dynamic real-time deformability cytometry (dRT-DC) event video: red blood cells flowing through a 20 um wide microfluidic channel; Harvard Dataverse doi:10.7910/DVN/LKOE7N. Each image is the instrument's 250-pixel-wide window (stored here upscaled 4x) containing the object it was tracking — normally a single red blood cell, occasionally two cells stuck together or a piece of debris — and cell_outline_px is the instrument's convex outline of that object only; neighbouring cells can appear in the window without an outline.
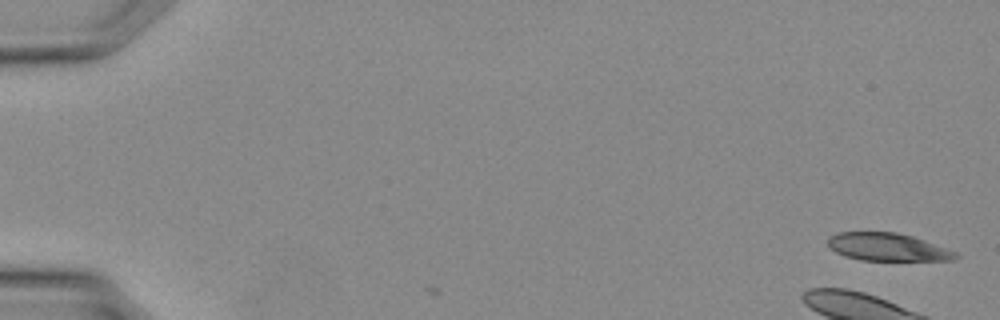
{"species": "Egyptian fruit bat (a non-hibernating species)", "species_latin": "Rousettus aegyptiacus", "temperature_condition": "warm", "stored_images_in_passage": 3, "camera_frame_rate_fps": 3000, "um_per_image_px": 0.085, "animal": {"sex": "female"}, "frame": {"image": 1, "passage_image": 1, "time_ms": 0.0, "image_size_px": [1000, 320], "cell_outline_px": [[960, 256], [952, 260], [860, 260], [844, 256], [836, 252], [828, 244], [828, 236], [840, 232], [896, 232], [912, 236], [956, 252]], "centroid_in_image_um": [75.41, 21.0], "position_along_channel_um": 9.6, "area_um2": 20.46}}